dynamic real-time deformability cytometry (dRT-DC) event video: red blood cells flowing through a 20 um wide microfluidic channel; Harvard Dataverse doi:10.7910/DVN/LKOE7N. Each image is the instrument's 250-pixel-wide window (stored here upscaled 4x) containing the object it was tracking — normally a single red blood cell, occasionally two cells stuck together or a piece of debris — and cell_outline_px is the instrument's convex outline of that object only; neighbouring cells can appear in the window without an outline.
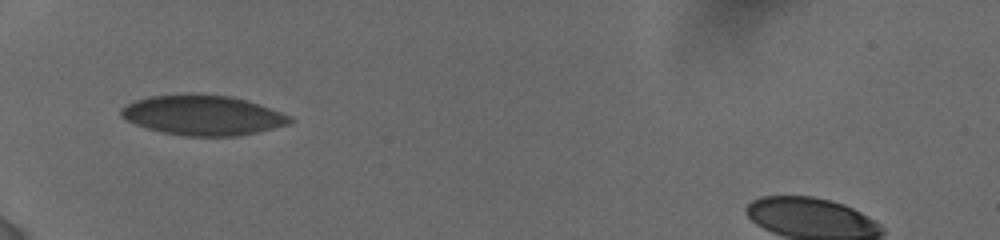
{"species": "human", "species_latin": "Homo sapiens", "temperature_condition": "cold", "stored_images_in_passage": 2, "camera_frame_rate_fps": 3000, "um_per_image_px": 0.085, "donor": {"sex": "female"}, "frame": {"image": 1, "passage_image": 1, "time_ms": 0.0, "image_size_px": [1000, 240], "cell_outline_px": [[296, 120], [292, 124], [256, 132], [236, 136], [184, 136], [160, 132], [136, 124], [120, 116], [120, 108], [136, 100], [152, 96], [232, 96], [292, 116]], "centroid_in_image_um": [17.28, 9.84], "position_along_channel_um": 67.7, "area_um2": 38.38}}